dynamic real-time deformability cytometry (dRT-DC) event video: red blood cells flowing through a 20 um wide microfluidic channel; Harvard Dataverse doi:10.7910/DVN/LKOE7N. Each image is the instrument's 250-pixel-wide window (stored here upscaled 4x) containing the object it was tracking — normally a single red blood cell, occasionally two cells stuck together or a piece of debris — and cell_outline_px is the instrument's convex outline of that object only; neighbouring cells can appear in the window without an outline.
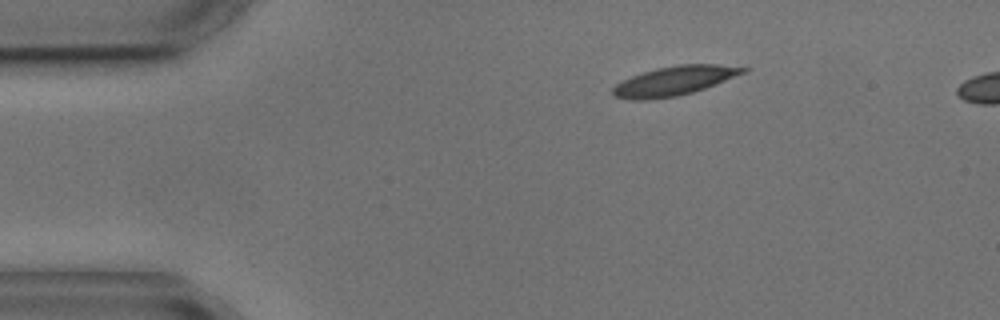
{"species": "common noctule bat (a hibernating species)", "species_latin": "Nyctalus noctula", "temperature_condition": "cold", "stored_images_in_passage": 3, "segment_of_instrument_passage": [1, 2], "camera_frame_rate_fps": 3000, "um_per_image_px": 0.085, "animal": {"sex": "male", "body_mass_g": 17.9, "forearm_length_mm": 54.2}, "frame": {"image": 1, "passage_image": 1, "time_ms": 0.0, "image_size_px": [1000, 320], "cell_outline_px": [[752, 68], [748, 72], [704, 88], [692, 92], [676, 96], [648, 100], [628, 100], [612, 96], [612, 88], [616, 84], [632, 76], [656, 68], [680, 64], [716, 64]], "centroid_in_image_um": [57.32, 6.87], "position_along_channel_um": 27.7, "area_um2": 22.25}}